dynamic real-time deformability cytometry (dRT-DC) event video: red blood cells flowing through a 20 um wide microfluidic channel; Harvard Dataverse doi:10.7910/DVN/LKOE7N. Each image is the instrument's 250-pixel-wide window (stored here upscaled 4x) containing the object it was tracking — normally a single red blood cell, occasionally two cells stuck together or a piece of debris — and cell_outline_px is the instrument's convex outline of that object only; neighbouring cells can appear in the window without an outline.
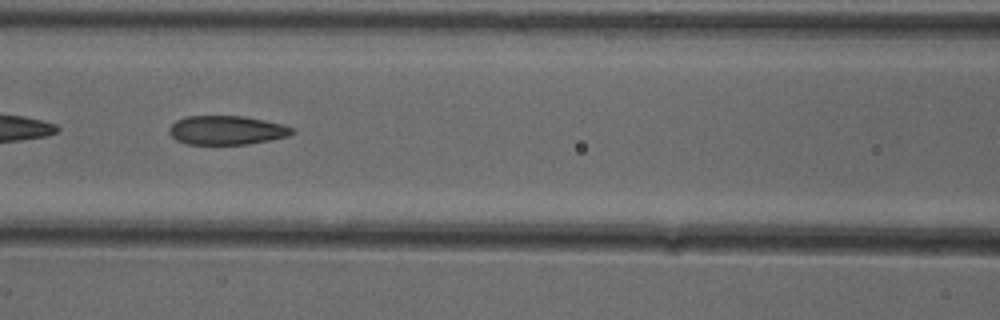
{"species": "common noctule bat (a hibernating species)", "species_latin": "Nyctalus noctula", "temperature_condition": "cold", "stored_images_in_passage": 30, "camera_frame_rate_fps": 3000, "um_per_image_px": 0.085, "animal": {"sex": "female"}, "frame": {"image": 1, "passage_image": 24, "time_ms": 7.667, "image_size_px": [1000, 320], "cell_outline_px": [[296, 132], [288, 136], [248, 144], [188, 144], [176, 140], [168, 132], [168, 128], [176, 120], [184, 116], [244, 116], [284, 124], [292, 128]], "centroid_in_image_um": [19.25, 11.06], "position_along_channel_um": 147.4, "area_um2": 20.81}}